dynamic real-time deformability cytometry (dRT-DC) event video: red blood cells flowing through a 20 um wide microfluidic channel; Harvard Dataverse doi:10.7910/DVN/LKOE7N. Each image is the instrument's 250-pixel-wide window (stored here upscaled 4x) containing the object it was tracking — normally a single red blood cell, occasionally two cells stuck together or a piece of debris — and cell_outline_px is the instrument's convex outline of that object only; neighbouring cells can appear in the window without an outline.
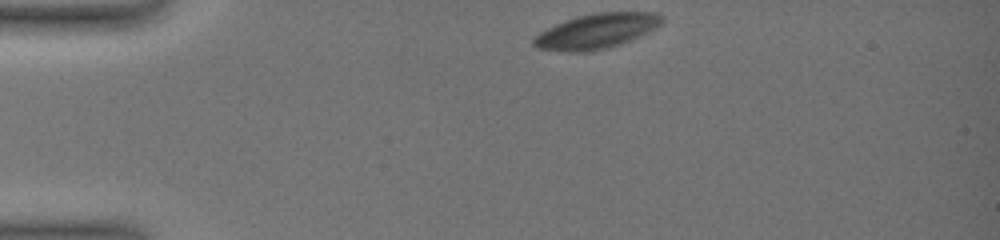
{"species": "common noctule bat (a hibernating species)", "species_latin": "Nyctalus noctula", "temperature_condition": "warm", "stored_images_in_passage": 31, "camera_frame_rate_fps": 3000, "um_per_image_px": 0.085, "animal": {"sex": "female", "body_mass_g": 19.0, "forearm_length_mm": 51.5}, "frame": {"image": 1, "passage_image": 1, "time_ms": 0.0, "image_size_px": [1000, 240], "cell_outline_px": [[664, 24], [648, 32], [620, 44], [608, 48], [592, 52], [568, 52], [536, 48], [532, 44], [532, 36], [564, 20], [576, 16], [600, 12], [656, 12], [664, 16]], "centroid_in_image_um": [50.71, 2.65], "position_along_channel_um": 34.3, "area_um2": 26.47}}
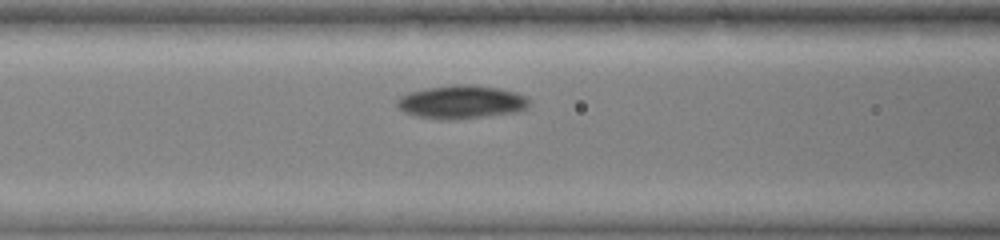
{"frame": {"image": 2, "passage_image": 22, "time_ms": 4.333, "image_size_px": [1000, 240], "cell_outline_px": [[528, 108], [520, 112], [456, 120], [440, 120], [416, 116], [404, 112], [396, 108], [396, 100], [400, 96], [412, 92], [428, 88], [456, 84], [468, 84], [496, 88], [516, 92], [524, 96], [528, 100]], "centroid_in_image_um": [39.2, 8.69], "position_along_channel_um": 127.4, "area_um2": 25.84}}
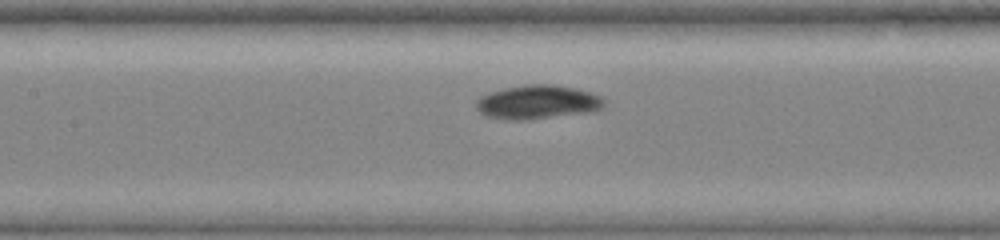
{"frame": {"image": 3, "passage_image": 27, "time_ms": 5.333, "image_size_px": [1000, 240], "cell_outline_px": [[608, 100], [596, 112], [528, 120], [500, 120], [488, 116], [480, 112], [476, 108], [476, 100], [480, 96], [488, 92], [504, 88], [528, 84], [552, 84], [576, 88], [592, 92], [604, 96]], "centroid_in_image_um": [45.75, 8.69], "position_along_channel_um": 161.7, "area_um2": 26.01}}